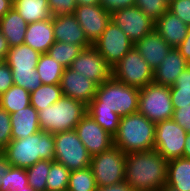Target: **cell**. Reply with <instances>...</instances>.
<instances>
[{"instance_id":"10","label":"cell","mask_w":190,"mask_h":191,"mask_svg":"<svg viewBox=\"0 0 190 191\" xmlns=\"http://www.w3.org/2000/svg\"><path fill=\"white\" fill-rule=\"evenodd\" d=\"M187 133L172 118L156 123L154 150L167 161L183 157Z\"/></svg>"},{"instance_id":"9","label":"cell","mask_w":190,"mask_h":191,"mask_svg":"<svg viewBox=\"0 0 190 191\" xmlns=\"http://www.w3.org/2000/svg\"><path fill=\"white\" fill-rule=\"evenodd\" d=\"M111 70L114 79L128 86L141 89L153 82V69L135 46Z\"/></svg>"},{"instance_id":"3","label":"cell","mask_w":190,"mask_h":191,"mask_svg":"<svg viewBox=\"0 0 190 191\" xmlns=\"http://www.w3.org/2000/svg\"><path fill=\"white\" fill-rule=\"evenodd\" d=\"M155 126L139 112L123 116L113 137V144L125 154L154 150Z\"/></svg>"},{"instance_id":"51","label":"cell","mask_w":190,"mask_h":191,"mask_svg":"<svg viewBox=\"0 0 190 191\" xmlns=\"http://www.w3.org/2000/svg\"><path fill=\"white\" fill-rule=\"evenodd\" d=\"M77 6L79 5H99V0H76Z\"/></svg>"},{"instance_id":"8","label":"cell","mask_w":190,"mask_h":191,"mask_svg":"<svg viewBox=\"0 0 190 191\" xmlns=\"http://www.w3.org/2000/svg\"><path fill=\"white\" fill-rule=\"evenodd\" d=\"M55 159L70 171L90 167L91 155L83 145L75 130L54 134Z\"/></svg>"},{"instance_id":"45","label":"cell","mask_w":190,"mask_h":191,"mask_svg":"<svg viewBox=\"0 0 190 191\" xmlns=\"http://www.w3.org/2000/svg\"><path fill=\"white\" fill-rule=\"evenodd\" d=\"M169 88L190 90V64L180 73L174 85Z\"/></svg>"},{"instance_id":"12","label":"cell","mask_w":190,"mask_h":191,"mask_svg":"<svg viewBox=\"0 0 190 191\" xmlns=\"http://www.w3.org/2000/svg\"><path fill=\"white\" fill-rule=\"evenodd\" d=\"M111 21L117 25L135 44L154 30L155 22L136 5L111 13Z\"/></svg>"},{"instance_id":"14","label":"cell","mask_w":190,"mask_h":191,"mask_svg":"<svg viewBox=\"0 0 190 191\" xmlns=\"http://www.w3.org/2000/svg\"><path fill=\"white\" fill-rule=\"evenodd\" d=\"M75 131L91 156L100 154L114 146L113 136L95 122L88 113L79 121Z\"/></svg>"},{"instance_id":"11","label":"cell","mask_w":190,"mask_h":191,"mask_svg":"<svg viewBox=\"0 0 190 191\" xmlns=\"http://www.w3.org/2000/svg\"><path fill=\"white\" fill-rule=\"evenodd\" d=\"M114 67L134 46L129 37L112 21L92 45Z\"/></svg>"},{"instance_id":"20","label":"cell","mask_w":190,"mask_h":191,"mask_svg":"<svg viewBox=\"0 0 190 191\" xmlns=\"http://www.w3.org/2000/svg\"><path fill=\"white\" fill-rule=\"evenodd\" d=\"M55 43L52 17L28 24L23 44L40 54L47 53Z\"/></svg>"},{"instance_id":"29","label":"cell","mask_w":190,"mask_h":191,"mask_svg":"<svg viewBox=\"0 0 190 191\" xmlns=\"http://www.w3.org/2000/svg\"><path fill=\"white\" fill-rule=\"evenodd\" d=\"M30 104V93L23 87L12 85L4 94L0 96V107L9 114L26 108Z\"/></svg>"},{"instance_id":"22","label":"cell","mask_w":190,"mask_h":191,"mask_svg":"<svg viewBox=\"0 0 190 191\" xmlns=\"http://www.w3.org/2000/svg\"><path fill=\"white\" fill-rule=\"evenodd\" d=\"M10 118L12 139L26 138L41 131L38 111L32 105L10 114Z\"/></svg>"},{"instance_id":"17","label":"cell","mask_w":190,"mask_h":191,"mask_svg":"<svg viewBox=\"0 0 190 191\" xmlns=\"http://www.w3.org/2000/svg\"><path fill=\"white\" fill-rule=\"evenodd\" d=\"M55 41L79 45L83 49L92 46L74 14L53 16Z\"/></svg>"},{"instance_id":"28","label":"cell","mask_w":190,"mask_h":191,"mask_svg":"<svg viewBox=\"0 0 190 191\" xmlns=\"http://www.w3.org/2000/svg\"><path fill=\"white\" fill-rule=\"evenodd\" d=\"M63 96L60 84H42L36 90L30 93V104L41 111L57 102Z\"/></svg>"},{"instance_id":"34","label":"cell","mask_w":190,"mask_h":191,"mask_svg":"<svg viewBox=\"0 0 190 191\" xmlns=\"http://www.w3.org/2000/svg\"><path fill=\"white\" fill-rule=\"evenodd\" d=\"M87 113L111 136L118 131L121 117L107 108H87Z\"/></svg>"},{"instance_id":"54","label":"cell","mask_w":190,"mask_h":191,"mask_svg":"<svg viewBox=\"0 0 190 191\" xmlns=\"http://www.w3.org/2000/svg\"><path fill=\"white\" fill-rule=\"evenodd\" d=\"M17 191H35V190L28 185V186H25L24 188L17 190Z\"/></svg>"},{"instance_id":"21","label":"cell","mask_w":190,"mask_h":191,"mask_svg":"<svg viewBox=\"0 0 190 191\" xmlns=\"http://www.w3.org/2000/svg\"><path fill=\"white\" fill-rule=\"evenodd\" d=\"M154 30L171 46L176 48L185 38L189 26L167 10L155 22Z\"/></svg>"},{"instance_id":"33","label":"cell","mask_w":190,"mask_h":191,"mask_svg":"<svg viewBox=\"0 0 190 191\" xmlns=\"http://www.w3.org/2000/svg\"><path fill=\"white\" fill-rule=\"evenodd\" d=\"M70 172L65 165L53 161L47 176L46 191H67Z\"/></svg>"},{"instance_id":"44","label":"cell","mask_w":190,"mask_h":191,"mask_svg":"<svg viewBox=\"0 0 190 191\" xmlns=\"http://www.w3.org/2000/svg\"><path fill=\"white\" fill-rule=\"evenodd\" d=\"M135 2L136 0H99V5L111 14L117 10L135 6Z\"/></svg>"},{"instance_id":"6","label":"cell","mask_w":190,"mask_h":191,"mask_svg":"<svg viewBox=\"0 0 190 191\" xmlns=\"http://www.w3.org/2000/svg\"><path fill=\"white\" fill-rule=\"evenodd\" d=\"M173 106L170 88L149 83L140 89L138 112L153 123H158L173 117Z\"/></svg>"},{"instance_id":"47","label":"cell","mask_w":190,"mask_h":191,"mask_svg":"<svg viewBox=\"0 0 190 191\" xmlns=\"http://www.w3.org/2000/svg\"><path fill=\"white\" fill-rule=\"evenodd\" d=\"M97 191H133V190L125 181H123L118 184L98 188Z\"/></svg>"},{"instance_id":"1","label":"cell","mask_w":190,"mask_h":191,"mask_svg":"<svg viewBox=\"0 0 190 191\" xmlns=\"http://www.w3.org/2000/svg\"><path fill=\"white\" fill-rule=\"evenodd\" d=\"M167 163L156 150L128 153L125 182L133 191H160L167 182Z\"/></svg>"},{"instance_id":"49","label":"cell","mask_w":190,"mask_h":191,"mask_svg":"<svg viewBox=\"0 0 190 191\" xmlns=\"http://www.w3.org/2000/svg\"><path fill=\"white\" fill-rule=\"evenodd\" d=\"M12 8V0H0V19Z\"/></svg>"},{"instance_id":"48","label":"cell","mask_w":190,"mask_h":191,"mask_svg":"<svg viewBox=\"0 0 190 191\" xmlns=\"http://www.w3.org/2000/svg\"><path fill=\"white\" fill-rule=\"evenodd\" d=\"M10 47L8 45L7 39L1 33L0 30V60L5 61Z\"/></svg>"},{"instance_id":"13","label":"cell","mask_w":190,"mask_h":191,"mask_svg":"<svg viewBox=\"0 0 190 191\" xmlns=\"http://www.w3.org/2000/svg\"><path fill=\"white\" fill-rule=\"evenodd\" d=\"M70 68L92 80L97 86L112 76L111 67L93 46L84 48L73 60Z\"/></svg>"},{"instance_id":"30","label":"cell","mask_w":190,"mask_h":191,"mask_svg":"<svg viewBox=\"0 0 190 191\" xmlns=\"http://www.w3.org/2000/svg\"><path fill=\"white\" fill-rule=\"evenodd\" d=\"M28 186L26 169L5 165L0 179V191H17Z\"/></svg>"},{"instance_id":"39","label":"cell","mask_w":190,"mask_h":191,"mask_svg":"<svg viewBox=\"0 0 190 191\" xmlns=\"http://www.w3.org/2000/svg\"><path fill=\"white\" fill-rule=\"evenodd\" d=\"M48 5L52 17L73 14L77 7L76 0H48Z\"/></svg>"},{"instance_id":"23","label":"cell","mask_w":190,"mask_h":191,"mask_svg":"<svg viewBox=\"0 0 190 191\" xmlns=\"http://www.w3.org/2000/svg\"><path fill=\"white\" fill-rule=\"evenodd\" d=\"M27 26L26 21L14 8L0 19V30L7 39L9 47L23 44Z\"/></svg>"},{"instance_id":"38","label":"cell","mask_w":190,"mask_h":191,"mask_svg":"<svg viewBox=\"0 0 190 191\" xmlns=\"http://www.w3.org/2000/svg\"><path fill=\"white\" fill-rule=\"evenodd\" d=\"M11 130L12 125L10 114L5 109L0 107V152L12 140Z\"/></svg>"},{"instance_id":"27","label":"cell","mask_w":190,"mask_h":191,"mask_svg":"<svg viewBox=\"0 0 190 191\" xmlns=\"http://www.w3.org/2000/svg\"><path fill=\"white\" fill-rule=\"evenodd\" d=\"M36 71L39 74L42 84H60L64 67L53 59L48 53L40 55Z\"/></svg>"},{"instance_id":"46","label":"cell","mask_w":190,"mask_h":191,"mask_svg":"<svg viewBox=\"0 0 190 191\" xmlns=\"http://www.w3.org/2000/svg\"><path fill=\"white\" fill-rule=\"evenodd\" d=\"M180 54L190 64V26L186 38L176 47Z\"/></svg>"},{"instance_id":"41","label":"cell","mask_w":190,"mask_h":191,"mask_svg":"<svg viewBox=\"0 0 190 191\" xmlns=\"http://www.w3.org/2000/svg\"><path fill=\"white\" fill-rule=\"evenodd\" d=\"M172 119L187 132H190V104L174 109Z\"/></svg>"},{"instance_id":"26","label":"cell","mask_w":190,"mask_h":191,"mask_svg":"<svg viewBox=\"0 0 190 191\" xmlns=\"http://www.w3.org/2000/svg\"><path fill=\"white\" fill-rule=\"evenodd\" d=\"M13 8L27 24L47 20L52 17L48 0H14Z\"/></svg>"},{"instance_id":"53","label":"cell","mask_w":190,"mask_h":191,"mask_svg":"<svg viewBox=\"0 0 190 191\" xmlns=\"http://www.w3.org/2000/svg\"><path fill=\"white\" fill-rule=\"evenodd\" d=\"M160 191H179V190L174 189V188H172V187H170V186H168V185L165 184V185L160 189Z\"/></svg>"},{"instance_id":"40","label":"cell","mask_w":190,"mask_h":191,"mask_svg":"<svg viewBox=\"0 0 190 191\" xmlns=\"http://www.w3.org/2000/svg\"><path fill=\"white\" fill-rule=\"evenodd\" d=\"M168 10L190 26V0H172Z\"/></svg>"},{"instance_id":"43","label":"cell","mask_w":190,"mask_h":191,"mask_svg":"<svg viewBox=\"0 0 190 191\" xmlns=\"http://www.w3.org/2000/svg\"><path fill=\"white\" fill-rule=\"evenodd\" d=\"M173 109H178L180 106L190 104V90L187 89H170Z\"/></svg>"},{"instance_id":"5","label":"cell","mask_w":190,"mask_h":191,"mask_svg":"<svg viewBox=\"0 0 190 191\" xmlns=\"http://www.w3.org/2000/svg\"><path fill=\"white\" fill-rule=\"evenodd\" d=\"M87 105L67 96H62L49 107L38 111L40 129L52 134L75 130L86 115Z\"/></svg>"},{"instance_id":"4","label":"cell","mask_w":190,"mask_h":191,"mask_svg":"<svg viewBox=\"0 0 190 191\" xmlns=\"http://www.w3.org/2000/svg\"><path fill=\"white\" fill-rule=\"evenodd\" d=\"M140 89L117 81L112 76L97 86L93 100L87 108H107L120 117L138 112Z\"/></svg>"},{"instance_id":"18","label":"cell","mask_w":190,"mask_h":191,"mask_svg":"<svg viewBox=\"0 0 190 191\" xmlns=\"http://www.w3.org/2000/svg\"><path fill=\"white\" fill-rule=\"evenodd\" d=\"M134 46L153 70L160 66L172 48L155 30L138 40Z\"/></svg>"},{"instance_id":"2","label":"cell","mask_w":190,"mask_h":191,"mask_svg":"<svg viewBox=\"0 0 190 191\" xmlns=\"http://www.w3.org/2000/svg\"><path fill=\"white\" fill-rule=\"evenodd\" d=\"M54 134L39 131L26 138L12 139L1 151L5 165L27 169L39 160L55 159Z\"/></svg>"},{"instance_id":"36","label":"cell","mask_w":190,"mask_h":191,"mask_svg":"<svg viewBox=\"0 0 190 191\" xmlns=\"http://www.w3.org/2000/svg\"><path fill=\"white\" fill-rule=\"evenodd\" d=\"M12 78L14 85L23 87L29 93L42 85L36 69H33L32 71H12Z\"/></svg>"},{"instance_id":"55","label":"cell","mask_w":190,"mask_h":191,"mask_svg":"<svg viewBox=\"0 0 190 191\" xmlns=\"http://www.w3.org/2000/svg\"><path fill=\"white\" fill-rule=\"evenodd\" d=\"M165 1H166V3H168V4H169L172 0H165Z\"/></svg>"},{"instance_id":"32","label":"cell","mask_w":190,"mask_h":191,"mask_svg":"<svg viewBox=\"0 0 190 191\" xmlns=\"http://www.w3.org/2000/svg\"><path fill=\"white\" fill-rule=\"evenodd\" d=\"M82 50L79 45L55 41L47 53L64 68H68Z\"/></svg>"},{"instance_id":"16","label":"cell","mask_w":190,"mask_h":191,"mask_svg":"<svg viewBox=\"0 0 190 191\" xmlns=\"http://www.w3.org/2000/svg\"><path fill=\"white\" fill-rule=\"evenodd\" d=\"M60 87L63 96L80 101L85 105H88L93 100L97 89V85L92 80L77 73L70 67L64 68Z\"/></svg>"},{"instance_id":"15","label":"cell","mask_w":190,"mask_h":191,"mask_svg":"<svg viewBox=\"0 0 190 191\" xmlns=\"http://www.w3.org/2000/svg\"><path fill=\"white\" fill-rule=\"evenodd\" d=\"M73 14L92 45L111 21V14L100 5H79Z\"/></svg>"},{"instance_id":"37","label":"cell","mask_w":190,"mask_h":191,"mask_svg":"<svg viewBox=\"0 0 190 191\" xmlns=\"http://www.w3.org/2000/svg\"><path fill=\"white\" fill-rule=\"evenodd\" d=\"M135 5L151 20L156 22L168 10L165 0H136Z\"/></svg>"},{"instance_id":"42","label":"cell","mask_w":190,"mask_h":191,"mask_svg":"<svg viewBox=\"0 0 190 191\" xmlns=\"http://www.w3.org/2000/svg\"><path fill=\"white\" fill-rule=\"evenodd\" d=\"M12 85H14L12 70L5 61H2L0 63V96L4 94Z\"/></svg>"},{"instance_id":"24","label":"cell","mask_w":190,"mask_h":191,"mask_svg":"<svg viewBox=\"0 0 190 191\" xmlns=\"http://www.w3.org/2000/svg\"><path fill=\"white\" fill-rule=\"evenodd\" d=\"M40 53L28 45L10 47L5 62L12 71H32L36 69Z\"/></svg>"},{"instance_id":"25","label":"cell","mask_w":190,"mask_h":191,"mask_svg":"<svg viewBox=\"0 0 190 191\" xmlns=\"http://www.w3.org/2000/svg\"><path fill=\"white\" fill-rule=\"evenodd\" d=\"M166 185L179 191H190V159L180 157L168 161Z\"/></svg>"},{"instance_id":"35","label":"cell","mask_w":190,"mask_h":191,"mask_svg":"<svg viewBox=\"0 0 190 191\" xmlns=\"http://www.w3.org/2000/svg\"><path fill=\"white\" fill-rule=\"evenodd\" d=\"M52 162L50 160H39L26 169L28 185L35 191H46L47 176Z\"/></svg>"},{"instance_id":"52","label":"cell","mask_w":190,"mask_h":191,"mask_svg":"<svg viewBox=\"0 0 190 191\" xmlns=\"http://www.w3.org/2000/svg\"><path fill=\"white\" fill-rule=\"evenodd\" d=\"M5 167V157L4 155L0 152V179H1V173Z\"/></svg>"},{"instance_id":"50","label":"cell","mask_w":190,"mask_h":191,"mask_svg":"<svg viewBox=\"0 0 190 191\" xmlns=\"http://www.w3.org/2000/svg\"><path fill=\"white\" fill-rule=\"evenodd\" d=\"M183 157L190 159V132L187 133Z\"/></svg>"},{"instance_id":"31","label":"cell","mask_w":190,"mask_h":191,"mask_svg":"<svg viewBox=\"0 0 190 191\" xmlns=\"http://www.w3.org/2000/svg\"><path fill=\"white\" fill-rule=\"evenodd\" d=\"M97 189L91 167L70 172L67 191H97Z\"/></svg>"},{"instance_id":"7","label":"cell","mask_w":190,"mask_h":191,"mask_svg":"<svg viewBox=\"0 0 190 191\" xmlns=\"http://www.w3.org/2000/svg\"><path fill=\"white\" fill-rule=\"evenodd\" d=\"M126 154L116 146L91 157L90 167L98 188L125 181Z\"/></svg>"},{"instance_id":"19","label":"cell","mask_w":190,"mask_h":191,"mask_svg":"<svg viewBox=\"0 0 190 191\" xmlns=\"http://www.w3.org/2000/svg\"><path fill=\"white\" fill-rule=\"evenodd\" d=\"M189 65L177 48L172 47L160 66L153 70V82L171 87L180 73Z\"/></svg>"}]
</instances>
